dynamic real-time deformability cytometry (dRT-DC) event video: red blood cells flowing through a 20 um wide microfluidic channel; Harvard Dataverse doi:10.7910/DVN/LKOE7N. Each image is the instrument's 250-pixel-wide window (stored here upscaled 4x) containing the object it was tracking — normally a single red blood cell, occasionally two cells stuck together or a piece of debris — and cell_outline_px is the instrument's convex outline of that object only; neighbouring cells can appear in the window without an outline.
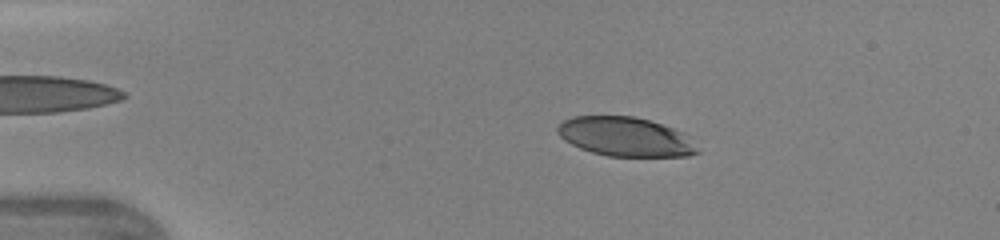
{"species": "human", "species_latin": "Homo sapiens", "temperature_condition": "warm", "stored_images_in_passage": 41, "camera_frame_rate_fps": 3000, "um_per_image_px": 0.085, "donor": {"sex": "female"}, "frame": {"image": 1, "passage_image": 5, "time_ms": 1.333, "image_size_px": [1000, 240], "cell_outline_px": [[700, 152], [688, 156], [608, 156], [592, 152], [580, 148], [564, 140], [556, 132], [556, 128], [564, 120], [572, 116], [632, 116], [648, 120], [684, 132], [688, 136]], "centroid_in_image_um": [53.14, 11.62], "position_along_channel_um": 31.9, "area_um2": 31.79}}
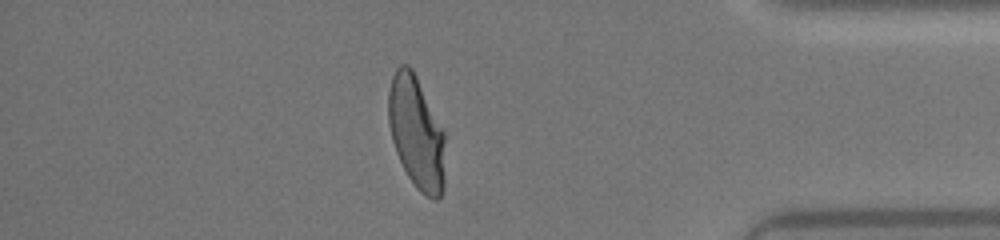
{"frame": {"image": 2, "passage_image": 35, "time_ms": 11.333, "image_size_px": [1000, 240], "cell_outline_px": [[444, 188], [440, 196], [436, 200], [432, 200], [420, 192], [416, 188], [408, 176], [396, 152], [392, 140], [388, 124], [388, 92], [392, 76], [396, 68], [400, 64], [408, 64], [412, 68], [444, 128]], "centroid_in_image_um": [35.4, 11.26], "position_along_channel_um": 399.8, "area_um2": 37.63}}
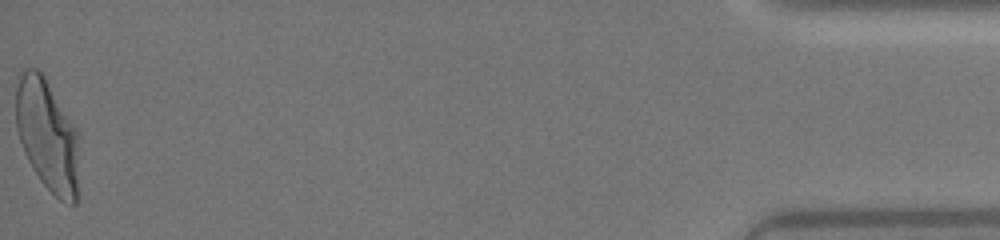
{"frame": {"image": 3, "passage_image": 41, "time_ms": 13.333, "image_size_px": [1000, 240], "cell_outline_px": [[80, 136], [76, 204], [72, 204], [60, 200], [40, 180], [32, 168], [24, 152], [16, 128], [16, 76], [20, 68], [36, 68], [44, 76]], "centroid_in_image_um": [4.01, 11.46], "position_along_channel_um": 431.2, "area_um2": 41.5}}